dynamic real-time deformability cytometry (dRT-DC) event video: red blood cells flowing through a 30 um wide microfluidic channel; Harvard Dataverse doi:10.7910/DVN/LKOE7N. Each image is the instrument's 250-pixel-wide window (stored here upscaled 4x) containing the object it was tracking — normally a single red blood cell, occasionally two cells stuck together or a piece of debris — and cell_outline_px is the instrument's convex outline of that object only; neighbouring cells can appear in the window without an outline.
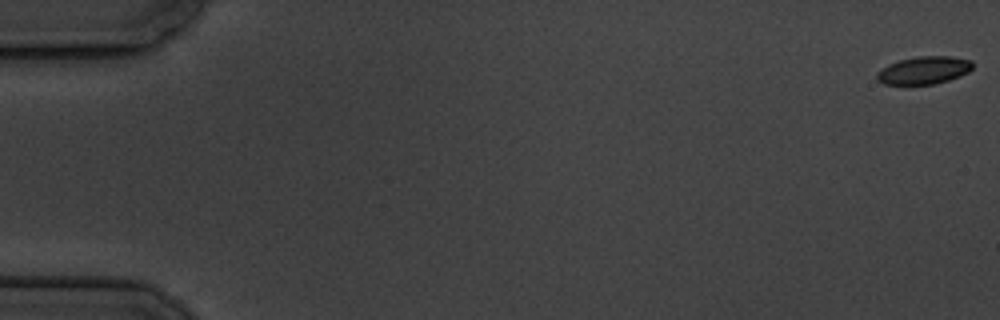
{"species": "common noctule bat (a hibernating species)", "species_latin": "Nyctalus noctula", "temperature_condition": "cold", "stored_images_in_passage": 6, "camera_frame_rate_fps": 3000, "um_per_image_px": 0.085, "animal": {"sex": "male", "body_mass_g": 19.5, "forearm_length_mm": 54.6}, "frame": {"image": 1, "passage_image": 1, "time_ms": 0.0, "image_size_px": [1000, 320], "cell_outline_px": [[972, 68], [968, 72], [960, 76], [948, 80], [932, 84], [884, 84], [876, 80], [876, 72], [888, 64], [900, 60], [916, 56], [952, 56], [972, 60]], "centroid_in_image_um": [78.52, 5.96], "position_along_channel_um": 6.5, "area_um2": 15.49}}
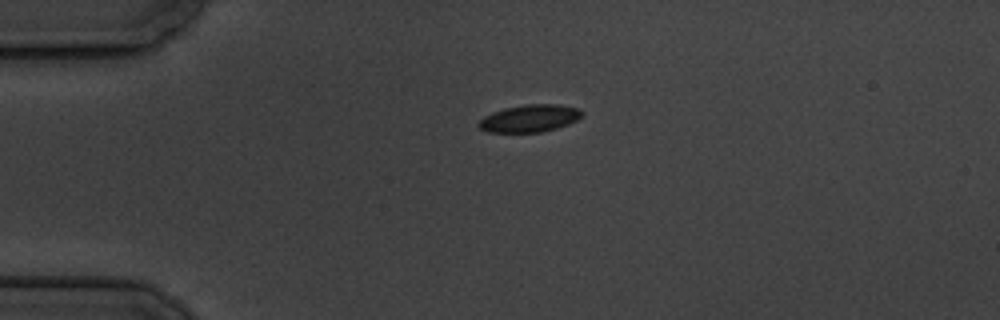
{"frame": {"image": 2, "passage_image": 5, "time_ms": 4.667, "image_size_px": [1000, 320], "cell_outline_px": [[584, 112], [576, 120], [568, 124], [556, 128], [540, 132], [488, 132], [480, 128], [476, 124], [484, 116], [492, 112], [504, 108], [524, 104], [560, 104], [580, 108]], "centroid_in_image_um": [45.02, 10.05], "position_along_channel_um": 40.0, "area_um2": 16.53}}